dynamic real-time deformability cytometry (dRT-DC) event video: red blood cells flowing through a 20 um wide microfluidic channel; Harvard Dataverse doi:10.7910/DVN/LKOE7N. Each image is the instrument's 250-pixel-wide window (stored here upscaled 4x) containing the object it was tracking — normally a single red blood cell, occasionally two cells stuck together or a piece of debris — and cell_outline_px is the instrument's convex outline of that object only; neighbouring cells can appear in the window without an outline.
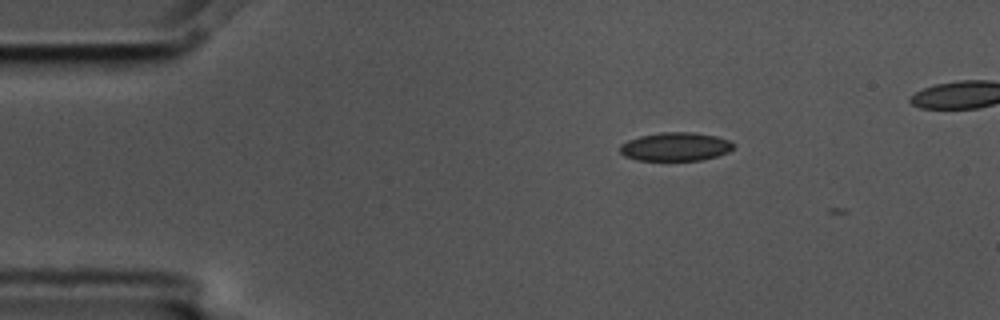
{"species": "common noctule bat (a hibernating species)", "species_latin": "Nyctalus noctula", "temperature_condition": "cold", "stored_images_in_passage": 4, "camera_frame_rate_fps": 3000, "um_per_image_px": 0.085, "animal": {"sex": "male", "body_mass_g": 17.5, "forearm_length_mm": 52.3}, "frame": {"image": 1, "passage_image": 1, "time_ms": 0.0, "image_size_px": [1000, 320], "cell_outline_px": [[736, 144], [728, 152], [716, 156], [700, 160], [636, 160], [624, 156], [620, 152], [620, 144], [628, 140], [640, 136], [664, 132], [692, 132], [716, 136], [728, 140]], "centroid_in_image_um": [57.4, 12.47], "position_along_channel_um": 27.6, "area_um2": 18.79}}